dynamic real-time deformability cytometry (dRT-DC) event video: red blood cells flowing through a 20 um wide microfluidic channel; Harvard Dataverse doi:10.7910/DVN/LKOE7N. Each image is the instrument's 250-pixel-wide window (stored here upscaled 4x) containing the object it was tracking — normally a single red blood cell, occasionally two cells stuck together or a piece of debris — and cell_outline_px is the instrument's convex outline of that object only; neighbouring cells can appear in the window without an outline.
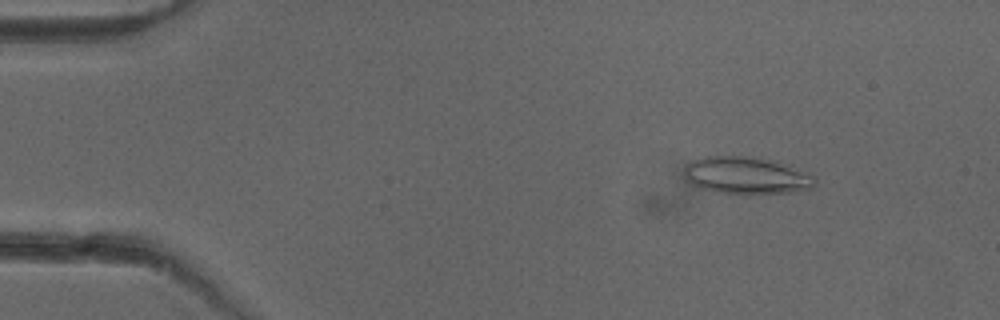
{"species": "common noctule bat (a hibernating species)", "species_latin": "Nyctalus noctula", "temperature_condition": "cold", "stored_images_in_passage": 52, "camera_frame_rate_fps": 3000, "um_per_image_px": 0.085, "animal": {"sex": "female"}, "frame": {"image": 1, "passage_image": 7, "time_ms": 2.0, "image_size_px": [1000, 320], "cell_outline_px": [[816, 184], [812, 188], [792, 192], [720, 192], [700, 188], [692, 184], [684, 176], [684, 168], [692, 160], [704, 156], [740, 156], [772, 160], [816, 176]], "centroid_in_image_um": [63.42, 14.89], "position_along_channel_um": 21.6, "area_um2": 27.63}}
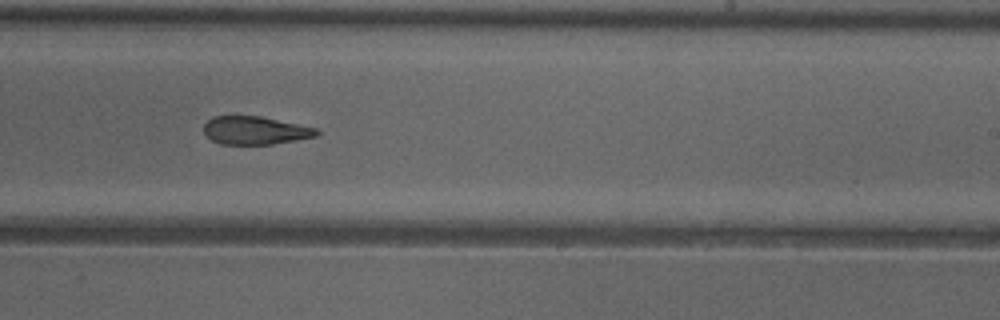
{"frame": {"image": 2, "passage_image": 32, "time_ms": 10.333, "image_size_px": [1000, 320], "cell_outline_px": [[320, 132], [316, 136], [296, 140], [272, 144], [220, 144], [212, 140], [204, 132], [204, 124], [212, 116], [260, 116], [316, 128]], "centroid_in_image_um": [21.67, 11.08], "position_along_channel_um": 267.3, "area_um2": 18.32}}
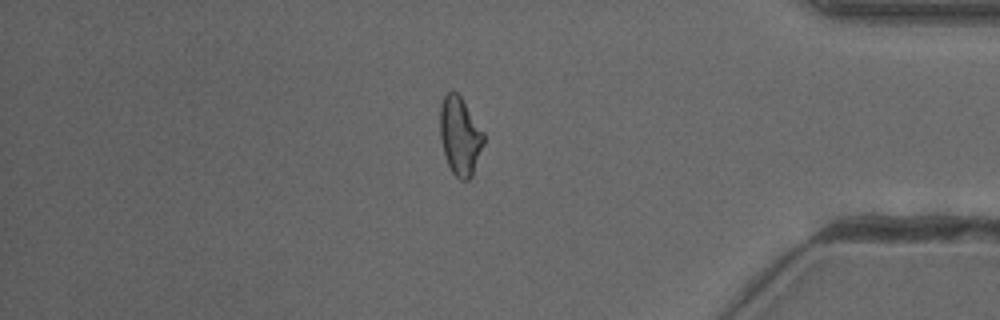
{"frame": {"image": 3, "passage_image": 44, "time_ms": 14.333, "image_size_px": [1000, 320], "cell_outline_px": [[484, 144], [472, 176], [468, 180], [460, 180], [452, 172], [448, 164], [444, 152], [440, 136], [440, 104], [444, 96], [452, 88], [460, 96], [484, 132]], "centroid_in_image_um": [39.1, 11.55], "position_along_channel_um": 396.1, "area_um2": 19.88}, "authors_computed_cell_mechanics": {"area_um2": 20.5768, "velocity_mm_per_s": 3.9908, "shape_relaxation_time_tau1_ms": null, "shape_relaxation_time_tau2_ms": 4.9157, "deformation_change_tau1": null, "deformation_change_tau2": 0.143}}